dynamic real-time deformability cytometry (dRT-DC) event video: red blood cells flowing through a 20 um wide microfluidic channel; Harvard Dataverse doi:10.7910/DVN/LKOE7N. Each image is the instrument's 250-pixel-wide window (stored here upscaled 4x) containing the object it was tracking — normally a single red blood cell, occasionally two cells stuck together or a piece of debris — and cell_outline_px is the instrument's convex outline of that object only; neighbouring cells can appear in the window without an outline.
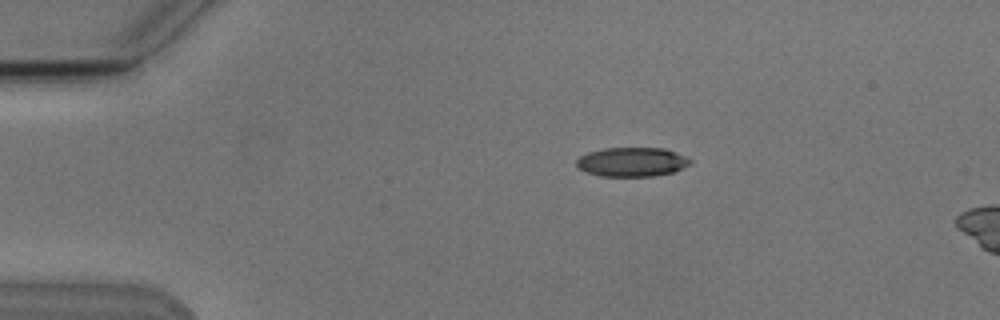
{"species": "Egyptian fruit bat (a non-hibernating species)", "species_latin": "Rousettus aegyptiacus", "temperature_condition": "cold", "stored_images_in_passage": 4, "camera_frame_rate_fps": 3000, "um_per_image_px": 0.085, "animal": {"sex": "male"}, "frame": {"image": 1, "passage_image": 3, "time_ms": 2.667, "image_size_px": [1000, 320], "cell_outline_px": [[692, 164], [672, 172], [652, 176], [600, 176], [584, 172], [576, 168], [576, 160], [580, 156], [588, 152], [604, 148], [664, 148], [676, 152], [692, 160]], "centroid_in_image_um": [53.68, 13.77], "position_along_channel_um": 31.3, "area_um2": 19.48}}